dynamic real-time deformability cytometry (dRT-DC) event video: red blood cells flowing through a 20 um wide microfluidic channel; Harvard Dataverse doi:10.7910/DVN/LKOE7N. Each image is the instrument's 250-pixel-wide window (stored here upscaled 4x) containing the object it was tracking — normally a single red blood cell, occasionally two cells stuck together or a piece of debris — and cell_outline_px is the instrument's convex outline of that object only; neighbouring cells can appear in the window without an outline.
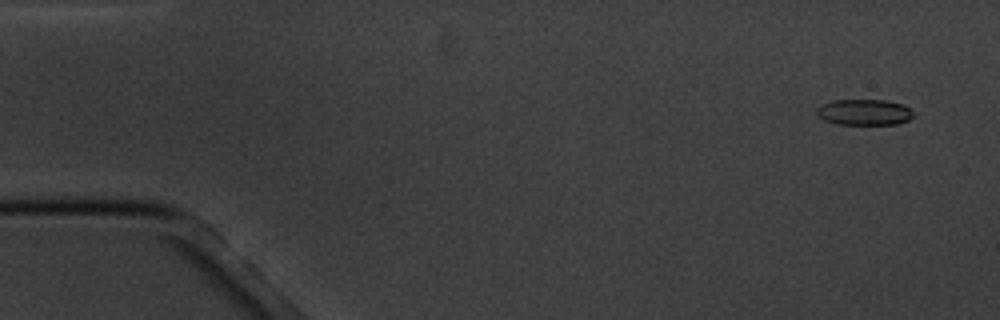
{"species": "common noctule bat (a hibernating species)", "species_latin": "Nyctalus noctula", "temperature_condition": "cold", "stored_images_in_passage": 6, "camera_frame_rate_fps": 3000, "um_per_image_px": 0.085, "animal": {"sex": "male", "body_mass_g": 20.1, "forearm_length_mm": 53.5}, "frame": {"image": 1, "passage_image": 1, "time_ms": 0.0, "image_size_px": [1000, 320], "cell_outline_px": [[912, 116], [908, 120], [896, 124], [836, 124], [824, 120], [816, 112], [816, 108], [820, 104], [832, 100], [884, 100], [904, 104], [912, 112]], "centroid_in_image_um": [73.42, 9.53], "position_along_channel_um": 11.6, "area_um2": 14.57}}